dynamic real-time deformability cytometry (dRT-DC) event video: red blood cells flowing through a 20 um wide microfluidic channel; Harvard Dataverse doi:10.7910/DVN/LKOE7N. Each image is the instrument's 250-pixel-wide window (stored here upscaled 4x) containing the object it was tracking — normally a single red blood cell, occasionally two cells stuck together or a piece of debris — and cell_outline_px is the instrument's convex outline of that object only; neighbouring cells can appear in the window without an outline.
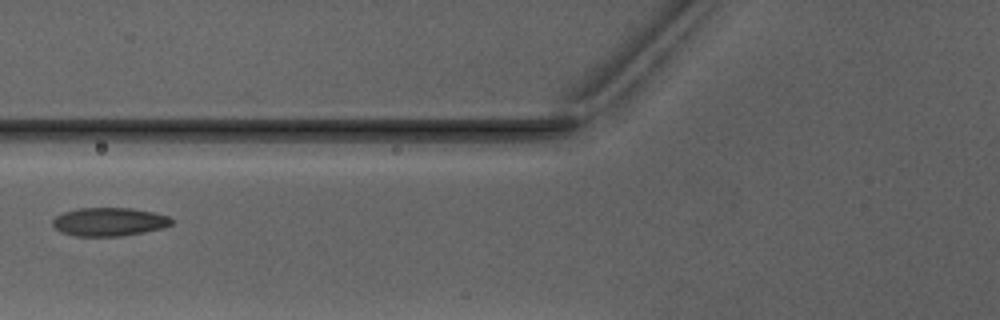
{"species": "Egyptian fruit bat (a non-hibernating species)", "species_latin": "Rousettus aegyptiacus", "temperature_condition": "warm", "stored_images_in_passage": 2, "camera_frame_rate_fps": 3000, "um_per_image_px": 0.085, "animal": {"sex": "male"}, "frame": {"image": 1, "passage_image": 2, "time_ms": 1.333, "image_size_px": [1000, 320], "cell_outline_px": [[172, 224], [164, 228], [144, 232], [120, 236], [76, 236], [60, 232], [52, 224], [52, 220], [56, 216], [64, 212], [80, 208], [132, 208], [152, 212], [168, 216], [172, 220]], "centroid_in_image_um": [9.27, 18.86], "position_along_channel_um": 116.5, "area_um2": 19.65}}